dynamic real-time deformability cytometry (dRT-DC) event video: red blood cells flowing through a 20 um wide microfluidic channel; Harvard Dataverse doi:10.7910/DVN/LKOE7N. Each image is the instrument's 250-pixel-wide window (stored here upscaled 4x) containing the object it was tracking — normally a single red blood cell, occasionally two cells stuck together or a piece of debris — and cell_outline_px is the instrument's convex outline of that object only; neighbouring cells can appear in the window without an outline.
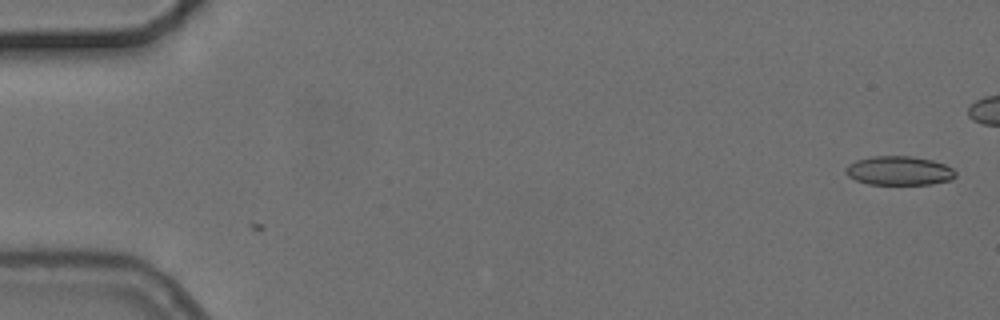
{"species": "common noctule bat (a hibernating species)", "species_latin": "Nyctalus noctula", "temperature_condition": "cold", "stored_images_in_passage": 2, "camera_frame_rate_fps": 3000, "um_per_image_px": 0.085, "animal": {"sex": "female", "body_mass_g": 24.6, "forearm_length_mm": 56.2}, "frame": {"image": 1, "passage_image": 2, "time_ms": 1.333, "image_size_px": [1000, 320], "cell_outline_px": [[956, 176], [952, 180], [932, 184], [868, 184], [856, 180], [848, 176], [844, 172], [844, 168], [848, 164], [856, 160], [872, 156], [912, 156], [932, 160], [944, 164], [952, 168], [956, 172]], "centroid_in_image_um": [76.41, 14.51], "position_along_channel_um": 8.6, "area_um2": 18.73}}